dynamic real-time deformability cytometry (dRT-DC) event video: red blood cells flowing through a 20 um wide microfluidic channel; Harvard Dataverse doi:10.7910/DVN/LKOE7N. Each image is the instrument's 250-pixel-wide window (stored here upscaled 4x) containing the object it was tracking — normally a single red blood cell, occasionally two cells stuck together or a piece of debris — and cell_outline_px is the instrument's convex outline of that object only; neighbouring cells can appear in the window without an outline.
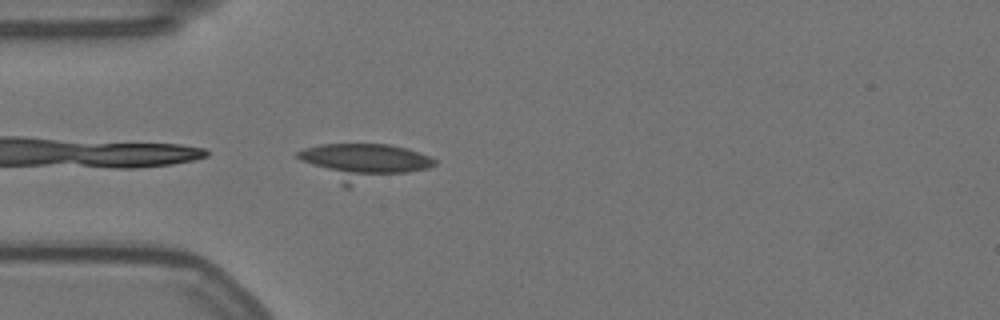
{"species": "Egyptian fruit bat (a non-hibernating species)", "species_latin": "Rousettus aegyptiacus", "temperature_condition": "warm", "stored_images_in_passage": 42, "camera_frame_rate_fps": 3000, "um_per_image_px": 0.085, "animal": {"sex": "female"}, "frame": {"image": 1, "passage_image": 1, "time_ms": 0.0, "image_size_px": [1000, 320], "cell_outline_px": [[436, 164], [428, 168], [352, 188], [344, 188], [300, 160], [296, 156], [296, 152], [304, 148], [320, 144], [388, 144], [408, 148], [428, 156], [436, 160]], "centroid_in_image_um": [30.86, 13.79], "position_along_channel_um": 54.1, "area_um2": 29.59}}
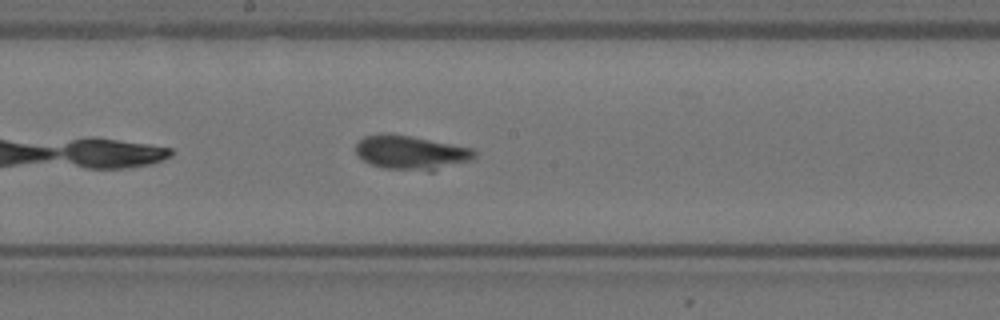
{"frame": {"image": 2, "passage_image": 15, "time_ms": 4.667, "image_size_px": [1000, 320], "cell_outline_px": [[476, 156], [472, 160], [432, 172], [428, 172], [384, 168], [368, 164], [356, 152], [356, 144], [364, 136], [388, 132], [392, 132], [472, 148], [476, 152]], "centroid_in_image_um": [34.95, 12.97], "position_along_channel_um": 213.2, "area_um2": 24.04}}
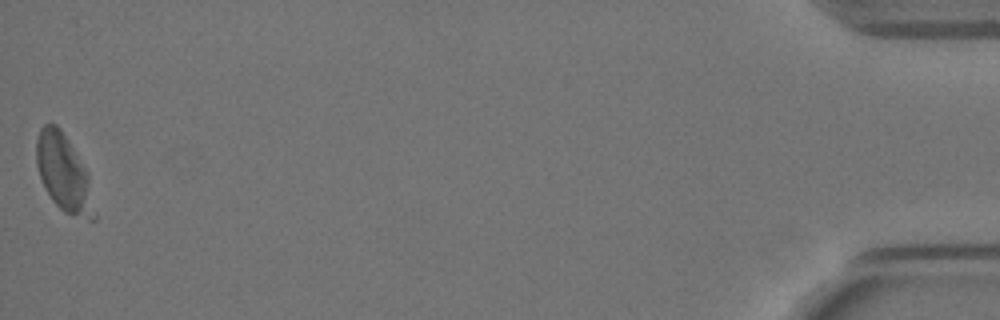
{"frame": {"image": 3, "passage_image": 42, "time_ms": 13.667, "image_size_px": [1000, 320], "cell_outline_px": [[96, 220], [88, 220], [64, 212], [52, 200], [40, 176], [36, 164], [36, 140], [40, 128], [44, 124], [56, 124], [60, 128], [88, 172], [96, 212]], "centroid_in_image_um": [5.44, 14.74], "position_along_channel_um": 429.8, "area_um2": 25.89}, "authors_computed_cell_mechanics": {"area_um2": 24.3627, "velocity_mm_per_s": 3.5094, "shape_relaxation_time_tau1_ms": 10.6999, "shape_relaxation_time_tau2_ms": null, "deformation_change_tau1": 0.1983, "deformation_change_tau2": null}}